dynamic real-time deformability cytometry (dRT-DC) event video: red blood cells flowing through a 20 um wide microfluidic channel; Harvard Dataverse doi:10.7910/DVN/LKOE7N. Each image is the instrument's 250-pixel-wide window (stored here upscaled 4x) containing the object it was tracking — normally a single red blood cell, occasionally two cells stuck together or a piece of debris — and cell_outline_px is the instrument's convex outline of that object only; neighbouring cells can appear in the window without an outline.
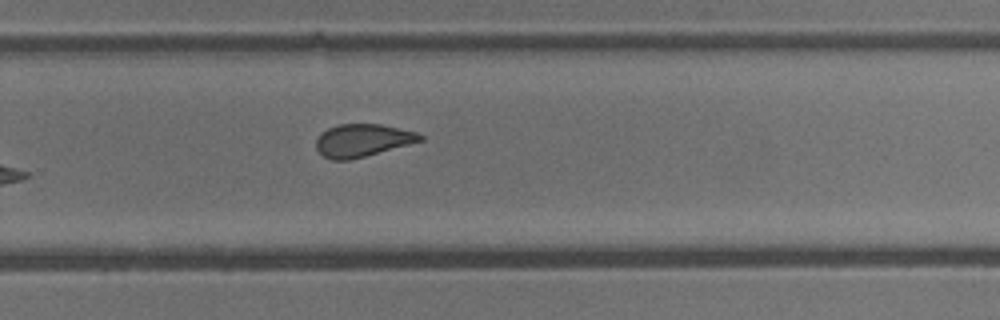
{"species": "common noctule bat (a hibernating species)", "species_latin": "Nyctalus noctula", "temperature_condition": "cold", "stored_images_in_passage": 10, "camera_frame_rate_fps": 3000, "um_per_image_px": 0.085, "animal": {"sex": "male", "body_mass_g": 13.3}, "frame": {"image": 1, "passage_image": 10, "time_ms": 11.667, "image_size_px": [1000, 320], "cell_outline_px": [[424, 140], [364, 156], [348, 160], [332, 160], [324, 156], [316, 148], [316, 140], [320, 132], [328, 128], [340, 124], [380, 124], [416, 132], [424, 136]], "centroid_in_image_um": [30.79, 11.92], "position_along_channel_um": 299.0, "area_um2": 19.59}}